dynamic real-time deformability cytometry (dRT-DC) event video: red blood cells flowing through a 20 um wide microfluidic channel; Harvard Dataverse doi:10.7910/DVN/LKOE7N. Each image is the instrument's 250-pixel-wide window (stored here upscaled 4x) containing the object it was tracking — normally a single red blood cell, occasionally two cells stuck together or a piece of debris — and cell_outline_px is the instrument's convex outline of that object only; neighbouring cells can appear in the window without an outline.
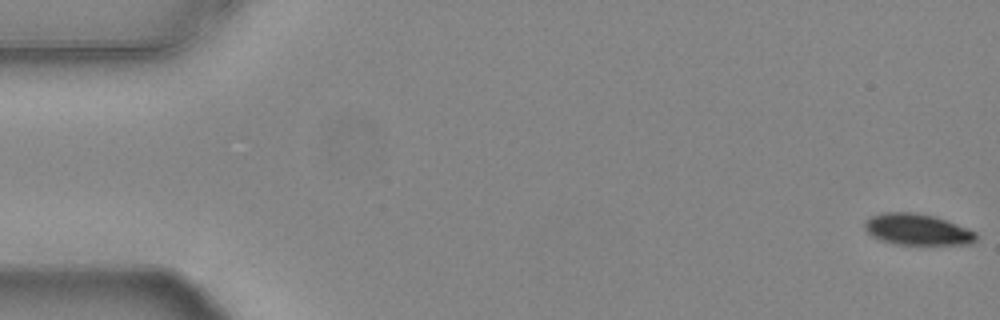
{"species": "common noctule bat (a hibernating species)", "species_latin": "Nyctalus noctula", "temperature_condition": "warm", "stored_images_in_passage": 55, "camera_frame_rate_fps": 3000, "um_per_image_px": 0.085, "animal": {"sex": "female", "body_mass_g": 24.6, "forearm_length_mm": 56.2}, "frame": {"image": 1, "passage_image": 1, "time_ms": 0.0, "image_size_px": [1000, 320], "cell_outline_px": [[976, 240], [968, 244], [896, 244], [880, 240], [872, 236], [864, 228], [864, 224], [872, 216], [884, 212], [912, 212], [936, 216], [976, 232]], "centroid_in_image_um": [77.96, 19.5], "position_along_channel_um": 7.0, "area_um2": 20.06}}
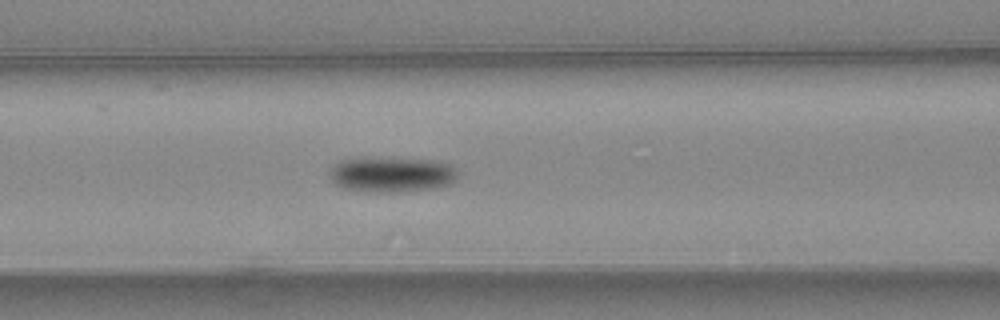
{"frame": {"image": 2, "passage_image": 23, "time_ms": 7.333, "image_size_px": [1000, 320], "cell_outline_px": [[460, 172], [456, 180], [452, 184], [432, 188], [392, 192], [388, 192], [344, 188], [336, 184], [328, 176], [328, 172], [332, 164], [340, 160], [364, 156], [440, 160], [456, 168]], "centroid_in_image_um": [33.3, 14.78], "position_along_channel_um": 133.3, "area_um2": 26.99}}
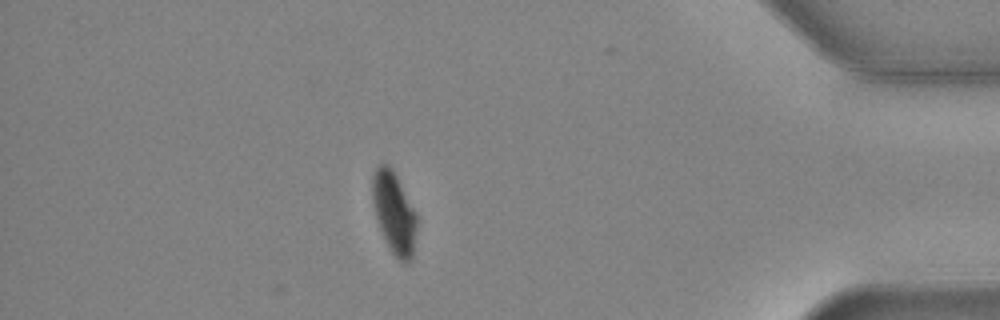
{"frame": {"image": 3, "passage_image": 48, "time_ms": 15.667, "image_size_px": [1000, 320], "cell_outline_px": [[416, 224], [412, 256], [404, 264], [392, 252], [380, 228], [376, 216], [372, 200], [372, 176], [376, 164], [384, 160], [392, 168], [416, 212]], "centroid_in_image_um": [33.46, 17.98], "position_along_channel_um": 401.7, "area_um2": 20.87}, "authors_computed_cell_mechanics": {"area_um2": 23.409, "velocity_mm_per_s": 3.7452, "shape_relaxation_time_tau1_ms": 2.7405, "shape_relaxation_time_tau2_ms": null, "deformation_change_tau1": 0.1142, "deformation_change_tau2": null}}